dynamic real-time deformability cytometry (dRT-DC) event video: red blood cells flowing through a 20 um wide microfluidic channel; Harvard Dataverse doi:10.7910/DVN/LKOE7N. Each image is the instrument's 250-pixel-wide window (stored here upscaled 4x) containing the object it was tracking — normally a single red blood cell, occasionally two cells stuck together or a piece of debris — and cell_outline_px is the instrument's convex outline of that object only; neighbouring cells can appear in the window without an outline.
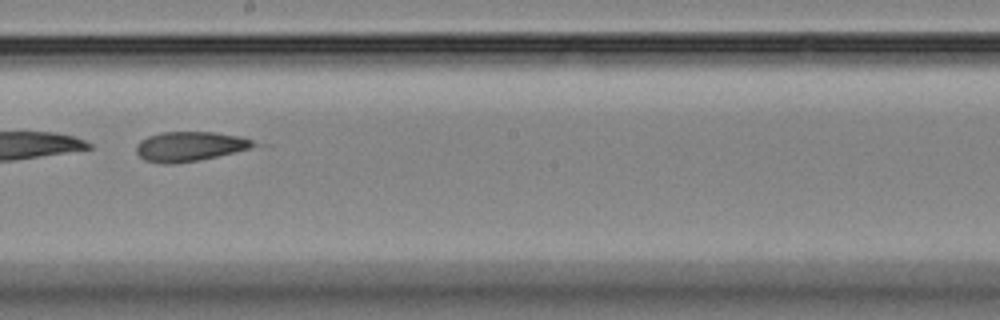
{"species": "Egyptian fruit bat (a non-hibernating species)", "species_latin": "Rousettus aegyptiacus", "temperature_condition": "room temperature", "stored_images_in_passage": 35, "camera_frame_rate_fps": 3000, "um_per_image_px": 0.085, "animal": {"sex": "female"}, "frame": {"image": 1, "passage_image": 16, "time_ms": 5.0, "image_size_px": [1000, 320], "cell_outline_px": [[272, 144], [236, 152], [176, 164], [164, 164], [144, 160], [136, 152], [136, 144], [140, 140], [148, 136], [160, 132], [216, 132], [240, 136]], "centroid_in_image_um": [16.28, 12.43], "position_along_channel_um": 231.9, "area_um2": 20.92}, "authors_computed_cell_mechanics": {"area_um2": 21.2126, "velocity_mm_per_s": 3.6447, "shape_relaxation_time_tau1_ms": null, "shape_relaxation_time_tau2_ms": 3.0065, "deformation_change_tau1": null, "deformation_change_tau2": 0.1241}}